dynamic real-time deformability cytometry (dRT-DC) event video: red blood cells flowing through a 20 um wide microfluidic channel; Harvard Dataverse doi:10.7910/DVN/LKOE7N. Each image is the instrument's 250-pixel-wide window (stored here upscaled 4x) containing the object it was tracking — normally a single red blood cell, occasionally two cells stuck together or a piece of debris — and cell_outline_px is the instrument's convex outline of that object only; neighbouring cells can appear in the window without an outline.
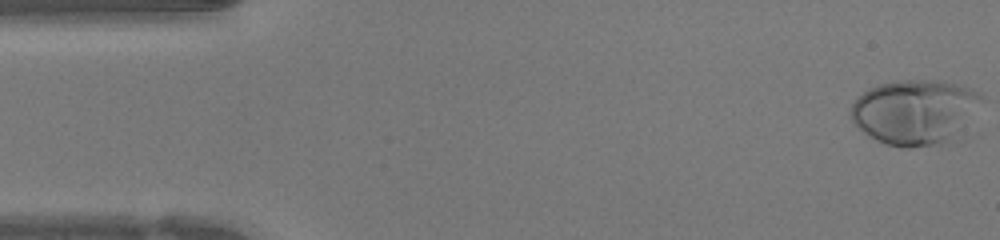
{"species": "human", "species_latin": "Homo sapiens", "temperature_condition": "warm", "stored_images_in_passage": 47, "camera_frame_rate_fps": 3000, "um_per_image_px": 0.085, "donor": {"sex": "female"}, "frame": {"image": 1, "passage_image": 1, "time_ms": 0.0, "image_size_px": [1000, 240], "cell_outline_px": [[980, 96], [944, 140], [940, 144], [908, 148], [904, 148], [888, 144], [876, 140], [864, 132], [848, 116], [852, 104], [868, 88], [880, 84], [900, 80], [944, 80], [960, 84], [972, 88], [980, 92]], "centroid_in_image_um": [77.55, 9.45], "position_along_channel_um": 7.4, "area_um2": 46.99}}
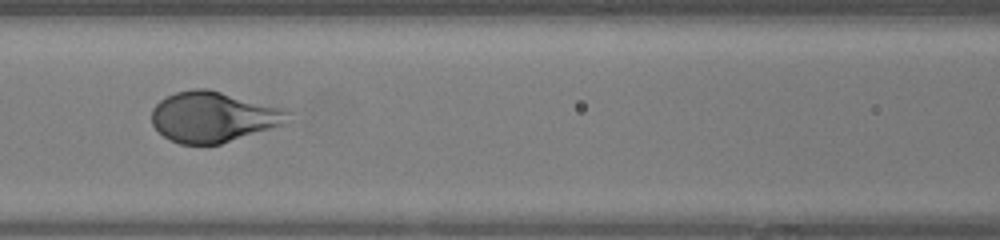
{"frame": {"image": 2, "passage_image": 20, "time_ms": 6.333, "image_size_px": [1000, 240], "cell_outline_px": [[292, 112], [284, 124], [220, 144], [180, 144], [164, 136], [152, 124], [152, 108], [160, 100], [176, 92], [192, 88], [208, 88], [284, 108]], "centroid_in_image_um": [18.13, 9.92], "position_along_channel_um": 148.5, "area_um2": 40.0}}
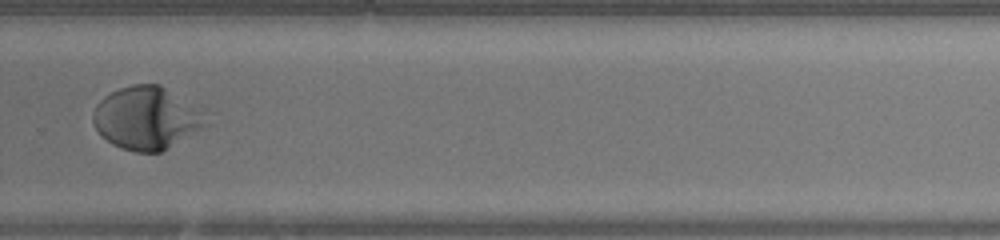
{"frame": {"image": 3, "passage_image": 32, "time_ms": 10.333, "image_size_px": [1000, 240], "cell_outline_px": [[200, 128], [164, 152], [136, 152], [120, 148], [112, 144], [96, 128], [92, 120], [92, 116], [96, 104], [104, 96], [120, 88], [132, 84], [160, 84], [192, 112], [200, 124]], "centroid_in_image_um": [12.22, 10.08], "position_along_channel_um": 317.6, "area_um2": 38.73}, "authors_computed_cell_mechanics": {"area_um2": 41.0958, "velocity_mm_per_s": 4.2483, "shape_relaxation_time_tau1_ms": 3.5336, "shape_relaxation_time_tau2_ms": null, "deformation_change_tau1": 0.246, "deformation_change_tau2": null}}